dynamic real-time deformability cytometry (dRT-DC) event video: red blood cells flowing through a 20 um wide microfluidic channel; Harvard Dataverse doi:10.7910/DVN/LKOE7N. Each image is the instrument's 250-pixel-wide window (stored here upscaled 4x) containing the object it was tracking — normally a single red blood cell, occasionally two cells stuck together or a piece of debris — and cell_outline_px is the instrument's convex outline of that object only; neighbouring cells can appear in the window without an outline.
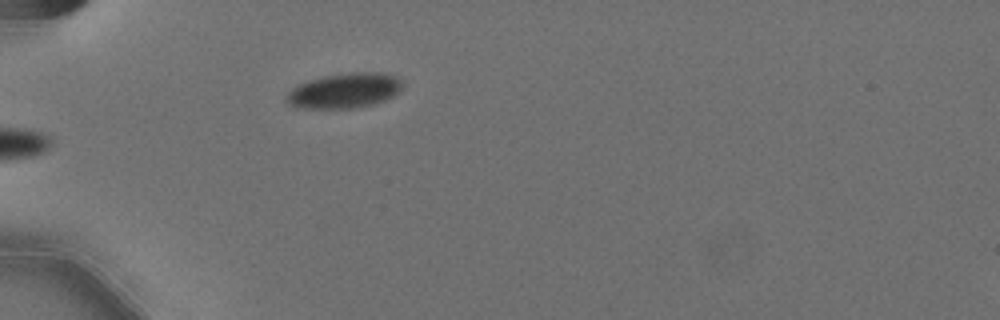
{"species": "Egyptian fruit bat (a non-hibernating species)", "species_latin": "Rousettus aegyptiacus", "temperature_condition": "cold", "stored_images_in_passage": 37, "camera_frame_rate_fps": 3000, "um_per_image_px": 0.085, "animal": {"sex": "female"}, "frame": {"image": 1, "passage_image": 1, "time_ms": 0.0, "image_size_px": [1000, 320], "cell_outline_px": [[404, 84], [392, 96], [384, 100], [372, 104], [356, 108], [296, 108], [288, 104], [284, 100], [284, 96], [292, 88], [308, 80], [324, 76], [352, 72], [380, 72], [396, 76]], "centroid_in_image_um": [29.23, 7.71], "position_along_channel_um": 55.8, "area_um2": 23.7}}
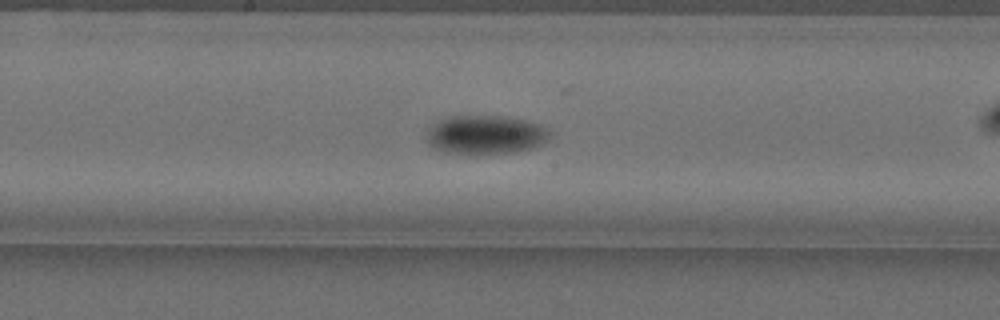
{"frame": {"image": 2, "passage_image": 11, "time_ms": 3.333, "image_size_px": [1000, 320], "cell_outline_px": [[548, 140], [532, 148], [516, 152], [476, 156], [440, 152], [432, 148], [428, 144], [428, 128], [440, 120], [452, 116], [500, 116], [524, 120], [536, 124], [544, 128], [548, 132]], "centroid_in_image_um": [41.2, 11.5], "position_along_channel_um": 207.0, "area_um2": 28.15}}
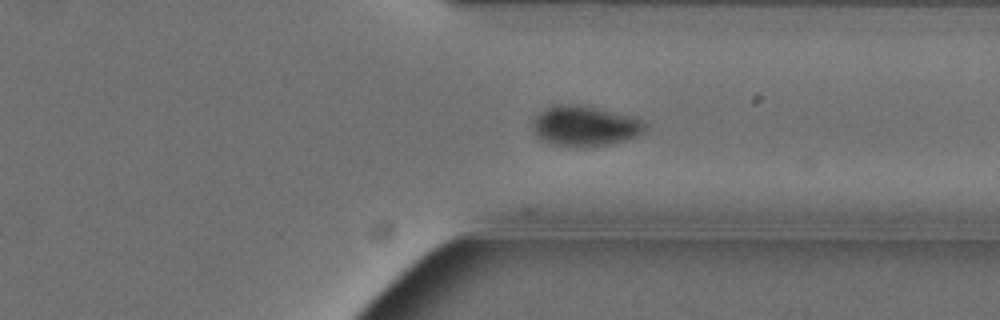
{"frame": {"image": 3, "passage_image": 24, "time_ms": 7.667, "image_size_px": [1000, 320], "cell_outline_px": [[644, 128], [636, 136], [624, 140], [608, 144], [584, 148], [576, 148], [552, 144], [540, 140], [532, 132], [532, 124], [536, 116], [540, 112], [556, 104], [576, 104], [596, 108], [612, 112], [640, 120], [644, 124]], "centroid_in_image_um": [49.6, 10.74], "position_along_channel_um": 361.8, "area_um2": 26.07}, "authors_computed_cell_mechanics": {"area_um2": 26.2412, "velocity_mm_per_s": 3.5785, "shape_relaxation_time_tau1_ms": 3.8368, "shape_relaxation_time_tau2_ms": null, "deformation_change_tau1": 0.1117, "deformation_change_tau2": null}}